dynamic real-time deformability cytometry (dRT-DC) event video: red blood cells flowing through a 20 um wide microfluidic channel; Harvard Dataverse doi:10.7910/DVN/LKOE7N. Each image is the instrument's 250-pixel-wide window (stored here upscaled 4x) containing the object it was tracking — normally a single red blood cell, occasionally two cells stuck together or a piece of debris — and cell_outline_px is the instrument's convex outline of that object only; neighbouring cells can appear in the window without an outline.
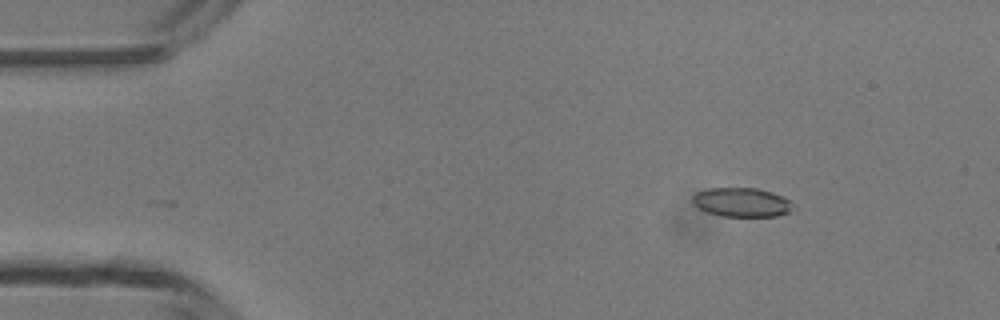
{"species": "common noctule bat (a hibernating species)", "species_latin": "Nyctalus noctula", "temperature_condition": "room temperature", "stored_images_in_passage": 4, "camera_frame_rate_fps": 3000, "um_per_image_px": 0.085, "animal": {"sex": "male", "body_mass_g": 13.3}, "frame": {"image": 1, "passage_image": 2, "time_ms": 1.333, "image_size_px": [1000, 320], "cell_outline_px": [[792, 212], [776, 216], [720, 216], [708, 212], [700, 208], [692, 200], [692, 196], [696, 192], [708, 188], [756, 188], [772, 192], [784, 196], [792, 200]], "centroid_in_image_um": [63.09, 17.19], "position_along_channel_um": 21.9, "area_um2": 17.11}}